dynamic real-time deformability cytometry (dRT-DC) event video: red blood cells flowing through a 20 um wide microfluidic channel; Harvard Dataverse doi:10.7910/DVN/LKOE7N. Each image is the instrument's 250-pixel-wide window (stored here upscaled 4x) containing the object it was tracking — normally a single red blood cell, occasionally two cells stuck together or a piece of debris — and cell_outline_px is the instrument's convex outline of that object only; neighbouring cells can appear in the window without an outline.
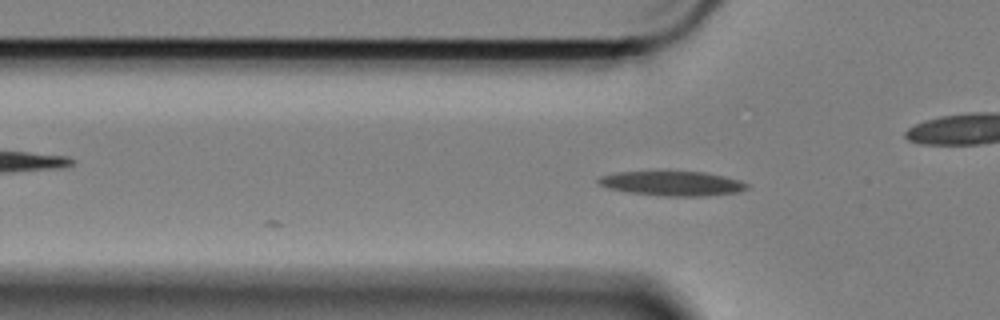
{"species": "Egyptian fruit bat (a non-hibernating species)", "species_latin": "Rousettus aegyptiacus", "temperature_condition": "cold", "stored_images_in_passage": 4, "camera_frame_rate_fps": 3000, "um_per_image_px": 0.085, "animal": {"sex": "female"}, "frame": {"image": 1, "passage_image": 2, "time_ms": 0.333, "image_size_px": [1000, 320], "cell_outline_px": [[748, 188], [740, 192], [704, 196], [664, 196], [628, 192], [608, 188], [600, 184], [596, 180], [600, 176], [616, 172], [704, 172], [724, 176], [740, 180], [748, 184]], "centroid_in_image_um": [57.16, 15.6], "position_along_channel_um": 68.6, "area_um2": 21.15}}